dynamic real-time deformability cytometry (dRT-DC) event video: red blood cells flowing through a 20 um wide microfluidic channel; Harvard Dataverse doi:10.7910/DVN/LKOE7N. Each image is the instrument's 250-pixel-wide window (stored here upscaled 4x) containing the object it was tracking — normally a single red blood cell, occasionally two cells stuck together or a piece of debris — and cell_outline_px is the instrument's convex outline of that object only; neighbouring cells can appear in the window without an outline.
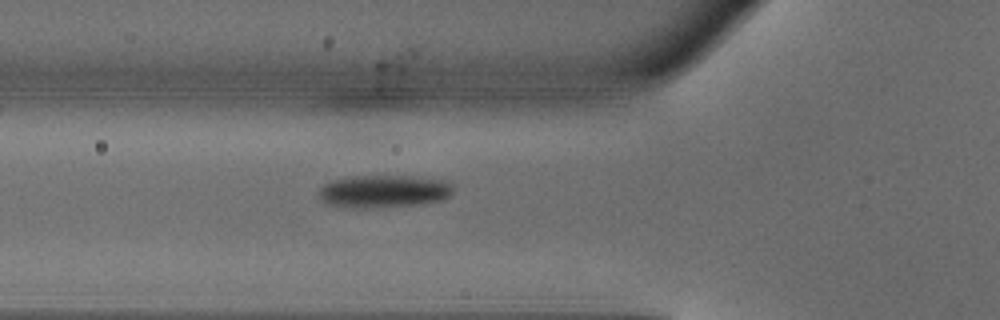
{"species": "common noctule bat (a hibernating species)", "species_latin": "Nyctalus noctula", "temperature_condition": "warm", "stored_images_in_passage": 35, "camera_frame_rate_fps": 3000, "um_per_image_px": 0.085, "animal": {"sex": "male", "body_mass_g": 18.8}, "frame": {"image": 1, "passage_image": 8, "time_ms": 2.333, "image_size_px": [1000, 320], "cell_outline_px": [[452, 192], [444, 200], [420, 204], [372, 208], [364, 208], [328, 204], [320, 196], [320, 188], [324, 184], [332, 180], [356, 176], [412, 176], [448, 180], [452, 184]], "centroid_in_image_um": [32.69, 16.25], "position_along_channel_um": 93.1, "area_um2": 25.43}}
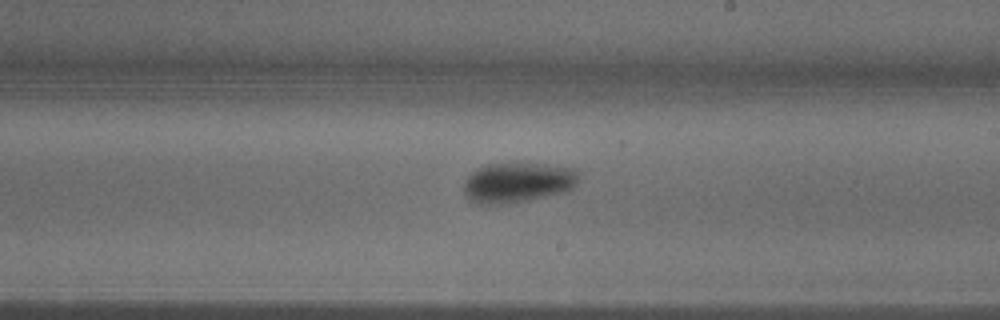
{"frame": {"image": 2, "passage_image": 19, "time_ms": 6.0, "image_size_px": [1000, 320], "cell_outline_px": [[580, 176], [576, 184], [572, 188], [564, 192], [528, 200], [500, 204], [476, 204], [468, 200], [464, 192], [464, 180], [472, 172], [488, 164], [548, 164], [576, 168], [580, 172]], "centroid_in_image_um": [44.03, 15.52], "position_along_channel_um": 245.0, "area_um2": 26.93}}
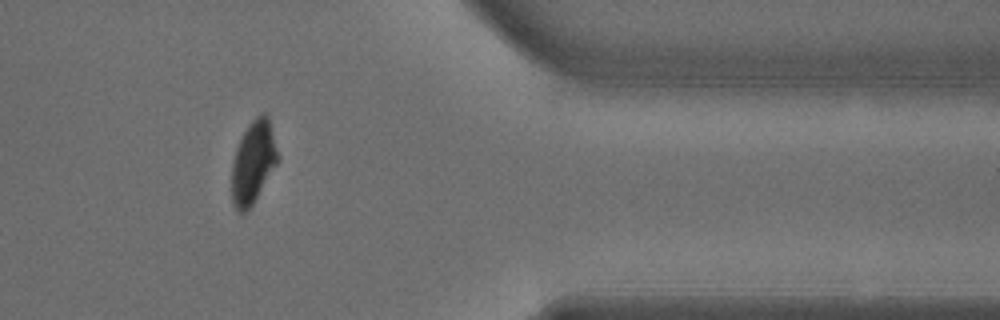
{"frame": {"image": 3, "passage_image": 31, "time_ms": 10.0, "image_size_px": [1000, 320], "cell_outline_px": [[280, 160], [252, 204], [244, 212], [236, 212], [232, 200], [232, 164], [236, 148], [244, 132], [252, 120], [260, 112], [264, 112], [268, 116], [280, 156]], "centroid_in_image_um": [21.55, 13.77], "position_along_channel_um": 389.9, "area_um2": 22.14}, "authors_computed_cell_mechanics": {"area_um2": 24.854, "velocity_mm_per_s": 4.1316, "shape_relaxation_time_tau1_ms": 2.7597, "shape_relaxation_time_tau2_ms": 7.1349, "deformation_change_tau1": 0.1608, "deformation_change_tau2": 0.0999}}